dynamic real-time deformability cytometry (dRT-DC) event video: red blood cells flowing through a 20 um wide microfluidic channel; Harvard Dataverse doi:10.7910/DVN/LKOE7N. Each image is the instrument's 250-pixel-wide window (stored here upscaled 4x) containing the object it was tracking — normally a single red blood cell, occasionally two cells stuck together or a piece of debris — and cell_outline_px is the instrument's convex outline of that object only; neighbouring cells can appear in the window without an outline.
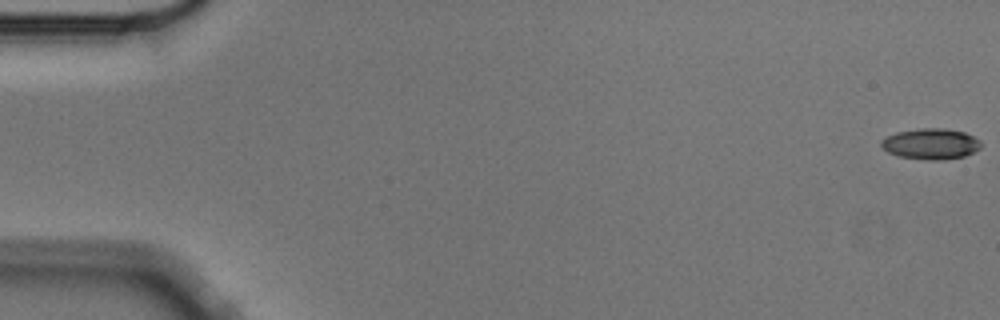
{"species": "Egyptian fruit bat (a non-hibernating species)", "species_latin": "Rousettus aegyptiacus", "temperature_condition": "cold", "stored_images_in_passage": 6, "camera_frame_rate_fps": 3000, "um_per_image_px": 0.085, "animal": {"sex": "male"}, "frame": {"image": 1, "passage_image": 1, "time_ms": 0.0, "image_size_px": [1000, 320], "cell_outline_px": [[980, 148], [964, 156], [936, 160], [928, 160], [900, 156], [888, 152], [880, 144], [880, 140], [896, 132], [920, 128], [944, 128], [964, 132], [980, 140]], "centroid_in_image_um": [79.1, 12.21], "position_along_channel_um": 5.9, "area_um2": 17.69}}
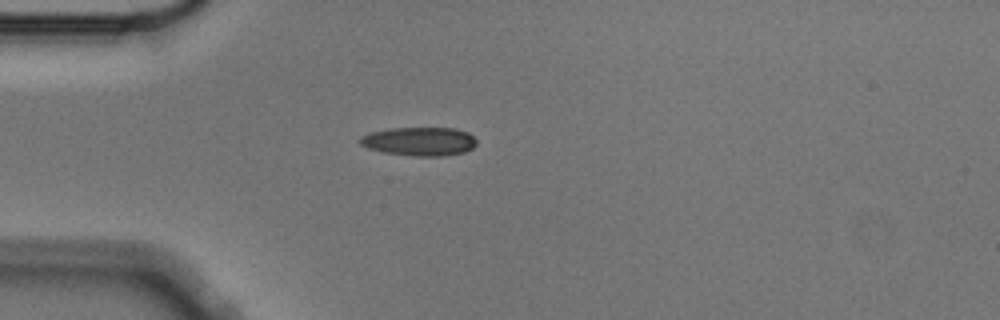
{"frame": {"image": 2, "passage_image": 5, "time_ms": 1.333, "image_size_px": [1000, 320], "cell_outline_px": [[476, 144], [472, 148], [464, 152], [444, 156], [412, 156], [380, 152], [368, 148], [360, 144], [356, 140], [360, 136], [368, 132], [388, 128], [456, 128], [468, 132], [476, 140]], "centroid_in_image_um": [35.59, 12.01], "position_along_channel_um": 49.4, "area_um2": 19.83}}